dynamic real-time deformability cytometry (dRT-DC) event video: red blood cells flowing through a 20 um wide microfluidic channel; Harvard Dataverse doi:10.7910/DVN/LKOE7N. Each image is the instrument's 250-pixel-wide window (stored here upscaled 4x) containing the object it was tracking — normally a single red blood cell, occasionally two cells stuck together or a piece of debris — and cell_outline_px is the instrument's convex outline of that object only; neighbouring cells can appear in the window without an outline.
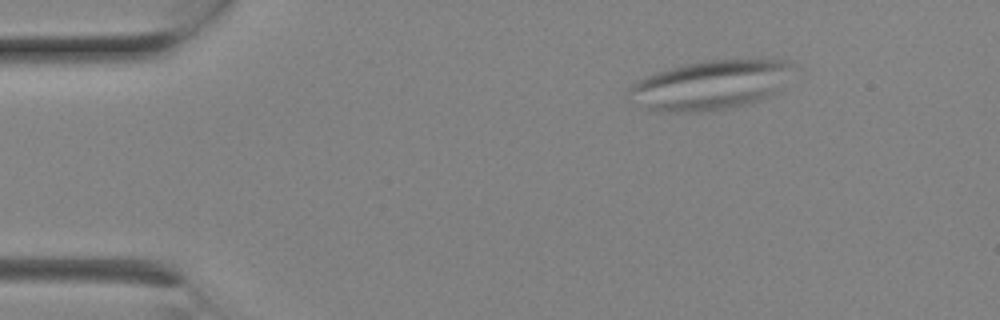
{"species": "Egyptian fruit bat (a non-hibernating species)", "species_latin": "Rousettus aegyptiacus", "temperature_condition": "room temperature", "stored_images_in_passage": 6, "segment_of_instrument_passage": [2, 2], "camera_frame_rate_fps": 3000, "um_per_image_px": 0.085, "animal": {"sex": "female"}, "frame": {"image": 1, "passage_image": 3, "time_ms": 0.667, "image_size_px": [1000, 320], "cell_outline_px": [[792, 64], [776, 88], [772, 92], [760, 100], [748, 104], [728, 108], [700, 112], [656, 112], [644, 108], [624, 92], [632, 84], [656, 72], [684, 64], [708, 60], [792, 60]], "centroid_in_image_um": [60.24, 7.25], "position_along_channel_um": 24.8, "area_um2": 46.18}}